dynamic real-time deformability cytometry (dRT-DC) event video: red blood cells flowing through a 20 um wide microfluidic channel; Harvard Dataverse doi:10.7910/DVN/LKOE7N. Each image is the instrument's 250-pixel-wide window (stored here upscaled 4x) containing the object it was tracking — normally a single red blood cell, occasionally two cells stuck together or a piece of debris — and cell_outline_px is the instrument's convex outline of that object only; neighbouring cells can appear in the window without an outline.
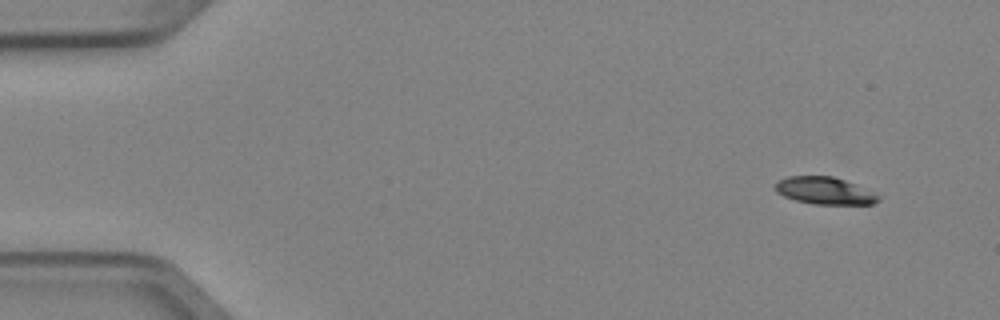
{"species": "Egyptian fruit bat (a non-hibernating species)", "species_latin": "Rousettus aegyptiacus", "temperature_condition": "cold", "stored_images_in_passage": 2, "camera_frame_rate_fps": 3000, "um_per_image_px": 0.085, "animal": {"sex": "female"}, "frame": {"image": 1, "passage_image": 2, "time_ms": 0.333, "image_size_px": [1000, 320], "cell_outline_px": [[884, 196], [880, 200], [872, 204], [812, 204], [796, 200], [784, 196], [776, 192], [776, 184], [780, 180], [788, 176], [832, 176], [844, 180]], "centroid_in_image_um": [70.14, 16.22], "position_along_channel_um": 14.9, "area_um2": 16.3}}